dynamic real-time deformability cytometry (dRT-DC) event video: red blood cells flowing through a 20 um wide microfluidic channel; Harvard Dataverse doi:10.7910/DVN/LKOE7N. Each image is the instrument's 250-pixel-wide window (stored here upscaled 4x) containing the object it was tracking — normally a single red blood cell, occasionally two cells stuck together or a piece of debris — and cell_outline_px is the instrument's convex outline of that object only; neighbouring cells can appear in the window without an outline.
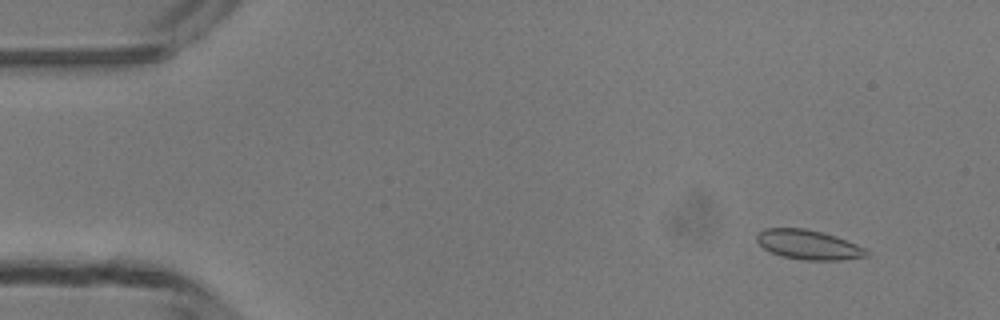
{"species": "common noctule bat (a hibernating species)", "species_latin": "Nyctalus noctula", "temperature_condition": "room temperature", "stored_images_in_passage": 49, "camera_frame_rate_fps": 3000, "um_per_image_px": 0.085, "animal": {"sex": "male", "body_mass_g": 13.3}, "frame": {"image": 1, "passage_image": 5, "time_ms": 1.333, "image_size_px": [1000, 320], "cell_outline_px": [[868, 256], [840, 260], [804, 260], [784, 256], [772, 252], [764, 248], [756, 240], [756, 236], [764, 228], [804, 228], [836, 236], [856, 244], [864, 248], [868, 252]], "centroid_in_image_um": [68.72, 20.8], "position_along_channel_um": 16.3, "area_um2": 18.61}}
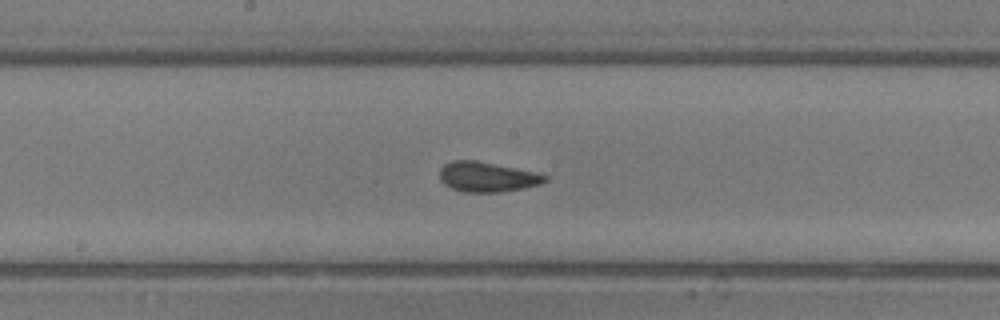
{"frame": {"image": 2, "passage_image": 26, "time_ms": 8.333, "image_size_px": [1000, 320], "cell_outline_px": [[548, 180], [540, 184], [524, 188], [500, 192], [464, 192], [452, 188], [444, 184], [440, 180], [440, 168], [444, 164], [452, 160], [476, 160], [536, 172], [548, 176]], "centroid_in_image_um": [41.4, 15.03], "position_along_channel_um": 206.8, "area_um2": 18.44}}
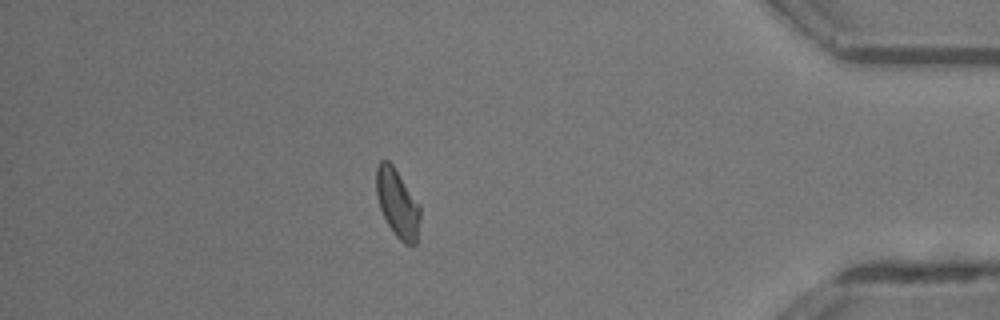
{"frame": {"image": 3, "passage_image": 43, "time_ms": 14.0, "image_size_px": [1000, 320], "cell_outline_px": [[420, 216], [416, 244], [404, 244], [396, 236], [388, 224], [380, 208], [376, 192], [376, 168], [380, 160], [388, 160], [392, 164], [420, 204]], "centroid_in_image_um": [33.78, 17.26], "position_along_channel_um": 401.4, "area_um2": 17.34}, "authors_computed_cell_mechanics": {"area_um2": 18.0336, "velocity_mm_per_s": 4.2149, "shape_relaxation_time_tau1_ms": 3.0859, "shape_relaxation_time_tau2_ms": 0.7698, "deformation_change_tau1": 0.0665, "deformation_change_tau2": 0.0424}}